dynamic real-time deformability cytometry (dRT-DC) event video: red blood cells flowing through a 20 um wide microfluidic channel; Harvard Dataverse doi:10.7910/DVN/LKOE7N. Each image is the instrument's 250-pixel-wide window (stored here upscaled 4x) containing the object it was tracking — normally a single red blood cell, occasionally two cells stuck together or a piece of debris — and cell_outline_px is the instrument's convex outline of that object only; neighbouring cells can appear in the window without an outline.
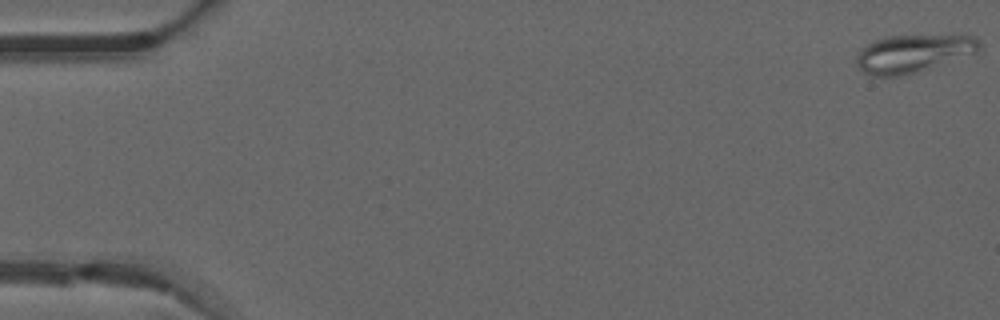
{"species": "common noctule bat (a hibernating species)", "species_latin": "Nyctalus noctula", "temperature_condition": "warm", "stored_images_in_passage": 51, "camera_frame_rate_fps": 3000, "um_per_image_px": 0.085, "animal": {"sex": "male", "forearm_length_mm": 52.5}, "frame": {"image": 1, "passage_image": 1, "time_ms": 0.0, "image_size_px": [1000, 320], "cell_outline_px": [[980, 48], [976, 52], [916, 72], [900, 76], [872, 76], [864, 72], [856, 64], [856, 56], [860, 48], [884, 36], [976, 36], [980, 40]], "centroid_in_image_um": [77.56, 4.54], "position_along_channel_um": 7.4, "area_um2": 26.65}}
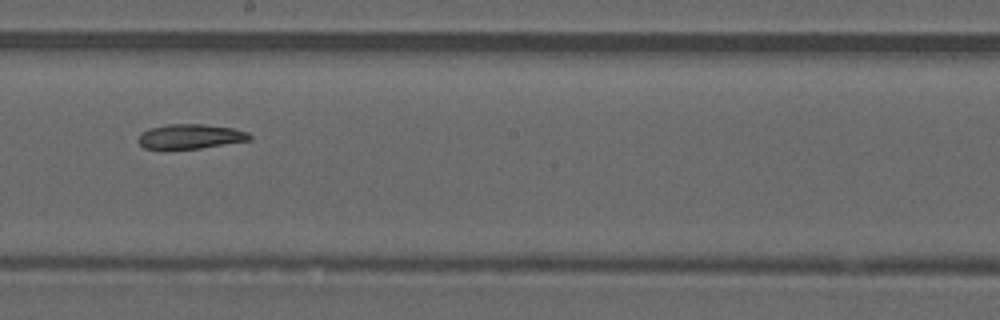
{"frame": {"image": 2, "passage_image": 29, "time_ms": 9.333, "image_size_px": [1000, 320], "cell_outline_px": [[252, 140], [200, 148], [144, 148], [136, 140], [140, 132], [148, 128], [168, 124], [204, 124], [232, 128], [248, 132], [252, 136]], "centroid_in_image_um": [16.17, 11.58], "position_along_channel_um": 232.0, "area_um2": 16.01}}
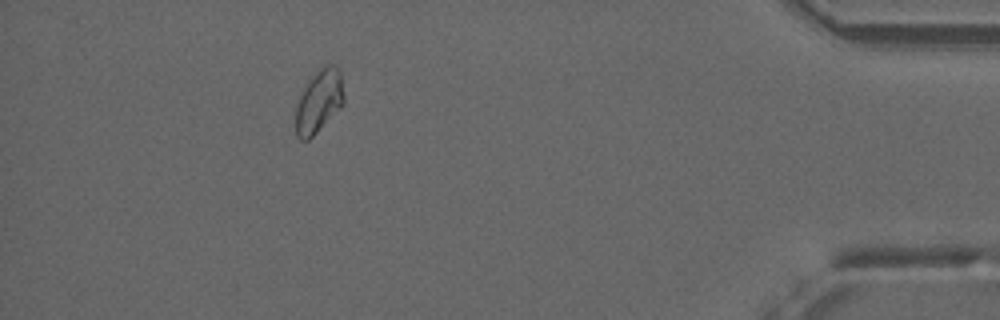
{"frame": {"image": 3, "passage_image": 46, "time_ms": 15.0, "image_size_px": [1000, 320], "cell_outline_px": [[344, 104], [308, 140], [300, 140], [296, 136], [296, 108], [300, 88], [324, 64], [336, 64], [340, 68], [344, 96]], "centroid_in_image_um": [27.1, 8.55], "position_along_channel_um": 408.1, "area_um2": 17.98}}